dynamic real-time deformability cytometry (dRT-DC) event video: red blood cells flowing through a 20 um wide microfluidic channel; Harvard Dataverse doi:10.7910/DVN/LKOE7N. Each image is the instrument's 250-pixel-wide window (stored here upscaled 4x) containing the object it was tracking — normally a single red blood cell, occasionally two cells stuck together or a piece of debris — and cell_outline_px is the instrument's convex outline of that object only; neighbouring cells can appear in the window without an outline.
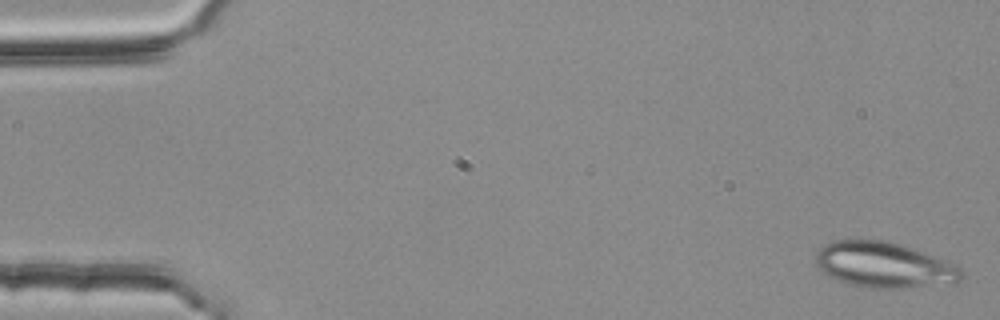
{"species": "common noctule bat (a hibernating species)", "species_latin": "Nyctalus noctula", "temperature_condition": "room temperature", "stored_images_in_passage": 51, "camera_frame_rate_fps": 3000, "um_per_image_px": 0.085, "animal": {"sex": "female", "body_mass_g": 25.1}, "frame": {"image": 1, "passage_image": 1, "time_ms": 0.0, "image_size_px": [1000, 320], "cell_outline_px": [[964, 276], [960, 280], [908, 288], [868, 288], [848, 284], [828, 276], [816, 264], [816, 252], [824, 244], [832, 240], [888, 240], [904, 244], [960, 268], [964, 272]], "centroid_in_image_um": [75.07, 22.5], "position_along_channel_um": 9.9, "area_um2": 38.38}}
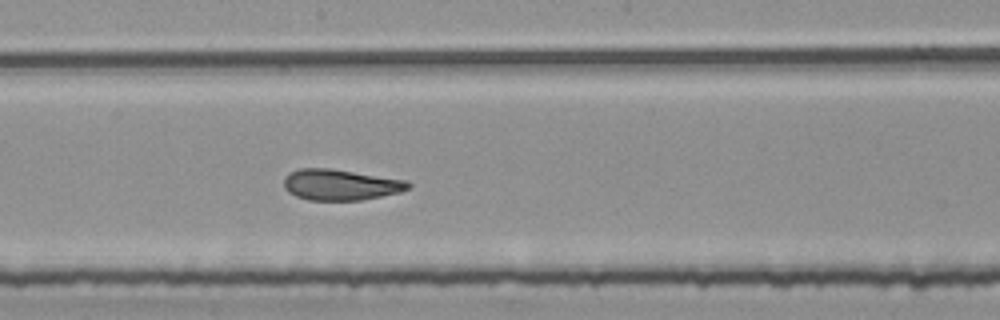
{"frame": {"image": 2, "passage_image": 29, "time_ms": 9.333, "image_size_px": [1000, 320], "cell_outline_px": [[412, 188], [400, 192], [360, 200], [308, 200], [296, 196], [288, 192], [284, 188], [284, 176], [288, 172], [300, 168], [328, 168], [408, 180], [412, 184]], "centroid_in_image_um": [28.94, 15.7], "position_along_channel_um": 219.3, "area_um2": 22.54}}
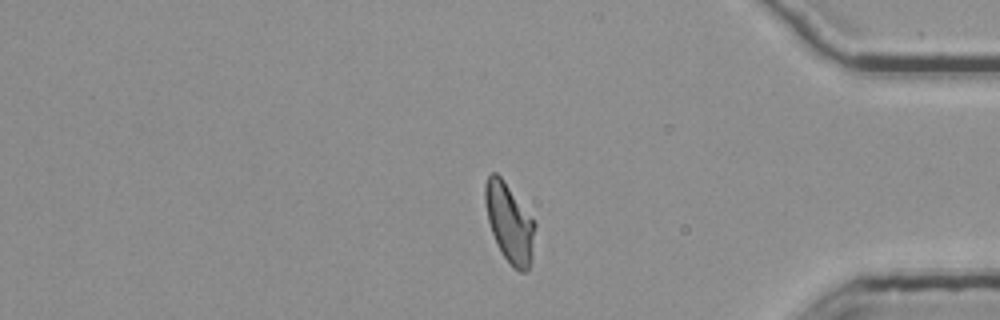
{"frame": {"image": 3, "passage_image": 45, "time_ms": 14.667, "image_size_px": [1000, 320], "cell_outline_px": [[536, 224], [532, 256], [528, 268], [524, 272], [520, 272], [504, 256], [496, 244], [488, 220], [484, 200], [484, 184], [488, 176], [492, 172], [496, 172], [504, 180]], "centroid_in_image_um": [43.28, 18.91], "position_along_channel_um": 391.9, "area_um2": 22.54}, "authors_computed_cell_mechanics": {"area_um2": 22.8888, "velocity_mm_per_s": 3.7537, "shape_relaxation_time_tau1_ms": null, "shape_relaxation_time_tau2_ms": 1.6783, "deformation_change_tau1": null, "deformation_change_tau2": 0.0823}}